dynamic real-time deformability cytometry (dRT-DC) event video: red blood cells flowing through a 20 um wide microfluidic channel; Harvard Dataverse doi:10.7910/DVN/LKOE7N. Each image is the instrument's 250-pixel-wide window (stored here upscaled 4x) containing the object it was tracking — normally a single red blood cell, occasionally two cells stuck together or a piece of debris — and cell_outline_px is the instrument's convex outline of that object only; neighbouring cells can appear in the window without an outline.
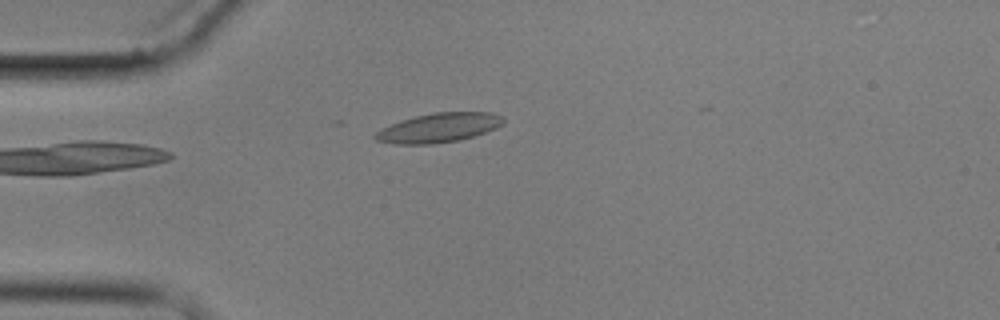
{"species": "common noctule bat (a hibernating species)", "species_latin": "Nyctalus noctula", "temperature_condition": "cold", "stored_images_in_passage": 5, "camera_frame_rate_fps": 3000, "um_per_image_px": 0.085, "animal": {"sex": "male", "body_mass_g": 17.9}, "frame": {"image": 1, "passage_image": 5, "time_ms": 4.667, "image_size_px": [1000, 320], "cell_outline_px": [[504, 124], [496, 128], [460, 140], [432, 144], [392, 144], [376, 140], [372, 136], [376, 132], [400, 120], [416, 116], [436, 112], [492, 112], [504, 116]], "centroid_in_image_um": [37.32, 10.86], "position_along_channel_um": 47.7, "area_um2": 21.85}}